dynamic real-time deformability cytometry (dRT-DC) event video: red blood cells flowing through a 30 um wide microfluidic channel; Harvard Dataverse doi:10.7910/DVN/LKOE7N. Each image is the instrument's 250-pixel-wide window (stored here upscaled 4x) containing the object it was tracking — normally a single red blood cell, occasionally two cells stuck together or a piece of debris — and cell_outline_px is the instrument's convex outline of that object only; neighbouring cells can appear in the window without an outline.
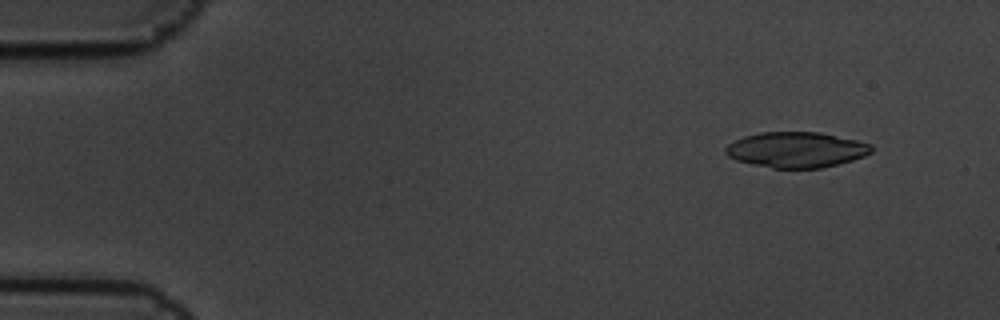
{"species": "common noctule bat (a hibernating species)", "species_latin": "Nyctalus noctula", "temperature_condition": "cold", "stored_images_in_passage": 6, "camera_frame_rate_fps": 3000, "um_per_image_px": 0.085, "animal": {"sex": "male", "body_mass_g": 19.5, "forearm_length_mm": 54.6}, "frame": {"image": 1, "passage_image": 2, "time_ms": 0.333, "image_size_px": [1000, 320], "cell_outline_px": [[872, 152], [864, 156], [852, 160], [820, 168], [772, 168], [752, 164], [736, 160], [728, 156], [724, 152], [724, 148], [728, 144], [744, 136], [760, 132], [820, 132], [856, 140], [872, 144]], "centroid_in_image_um": [67.67, 12.72], "position_along_channel_um": 17.3, "area_um2": 30.17}}